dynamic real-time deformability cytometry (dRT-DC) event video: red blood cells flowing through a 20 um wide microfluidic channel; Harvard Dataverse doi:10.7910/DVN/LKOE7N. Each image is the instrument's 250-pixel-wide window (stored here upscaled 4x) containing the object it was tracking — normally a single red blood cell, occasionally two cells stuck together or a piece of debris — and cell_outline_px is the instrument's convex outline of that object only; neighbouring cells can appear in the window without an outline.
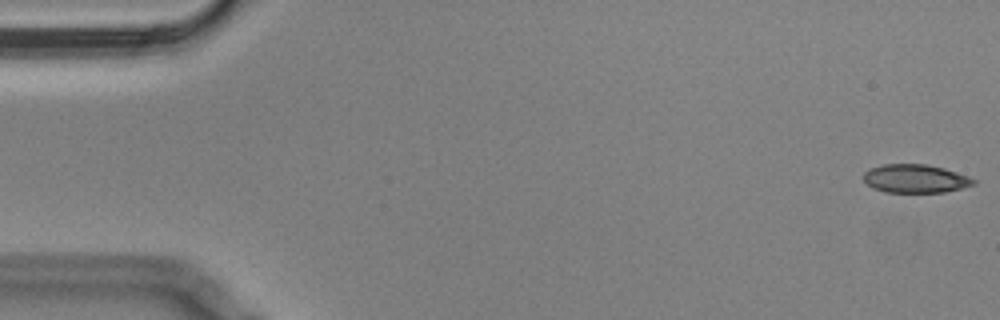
{"species": "Egyptian fruit bat (a non-hibernating species)", "species_latin": "Rousettus aegyptiacus", "temperature_condition": "cold", "stored_images_in_passage": 53, "camera_frame_rate_fps": 3000, "um_per_image_px": 0.085, "animal": {"sex": "male"}, "frame": {"image": 1, "passage_image": 1, "time_ms": 0.0, "image_size_px": [1000, 320], "cell_outline_px": [[976, 184], [944, 192], [884, 192], [872, 188], [864, 180], [864, 172], [872, 168], [884, 164], [924, 164], [944, 168], [968, 176], [976, 180]], "centroid_in_image_um": [77.8, 15.18], "position_along_channel_um": 7.2, "area_um2": 18.09}}
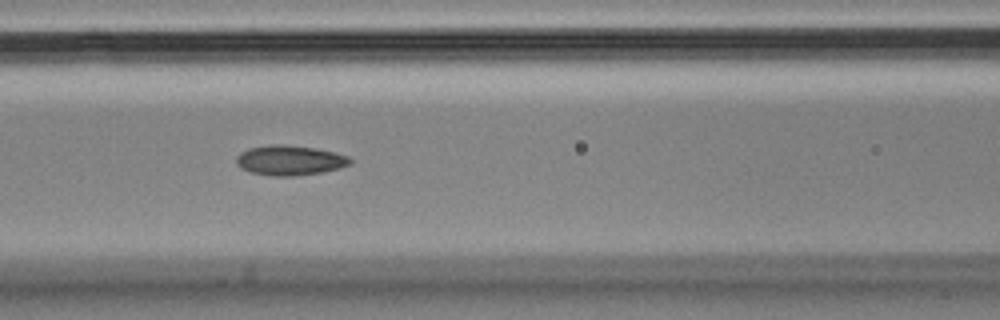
{"frame": {"image": 2, "passage_image": 24, "time_ms": 7.667, "image_size_px": [1000, 320], "cell_outline_px": [[352, 164], [340, 168], [320, 172], [296, 176], [272, 176], [252, 172], [240, 168], [236, 164], [236, 156], [240, 152], [248, 148], [272, 144], [280, 144], [316, 148], [348, 156], [352, 160]], "centroid_in_image_um": [24.61, 13.62], "position_along_channel_um": 142.0, "area_um2": 19.88}}
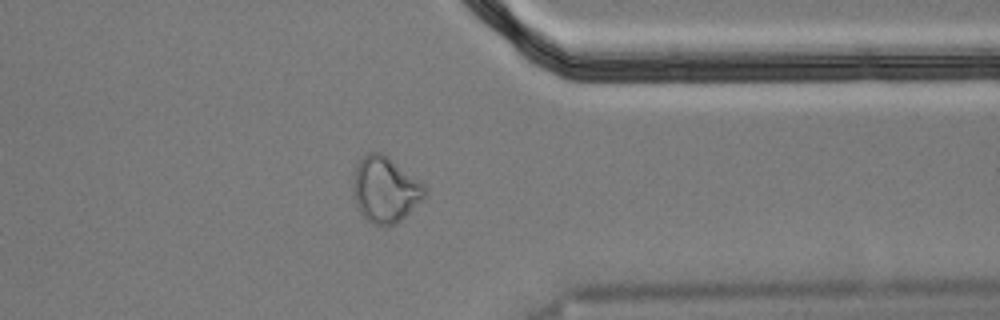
{"frame": {"image": 3, "passage_image": 45, "time_ms": 14.667, "image_size_px": [1000, 320], "cell_outline_px": [[428, 192], [396, 224], [372, 224], [360, 212], [356, 204], [352, 188], [352, 176], [356, 164], [368, 152], [380, 152], [388, 156], [424, 184]], "centroid_in_image_um": [32.7, 16.08], "position_along_channel_um": 378.7, "area_um2": 27.17}, "authors_computed_cell_mechanics": {"area_um2": 19.3052, "velocity_mm_per_s": 3.489, "shape_relaxation_time_tau1_ms": null, "shape_relaxation_time_tau2_ms": 4.294, "deformation_change_tau1": null, "deformation_change_tau2": 0.1109}}